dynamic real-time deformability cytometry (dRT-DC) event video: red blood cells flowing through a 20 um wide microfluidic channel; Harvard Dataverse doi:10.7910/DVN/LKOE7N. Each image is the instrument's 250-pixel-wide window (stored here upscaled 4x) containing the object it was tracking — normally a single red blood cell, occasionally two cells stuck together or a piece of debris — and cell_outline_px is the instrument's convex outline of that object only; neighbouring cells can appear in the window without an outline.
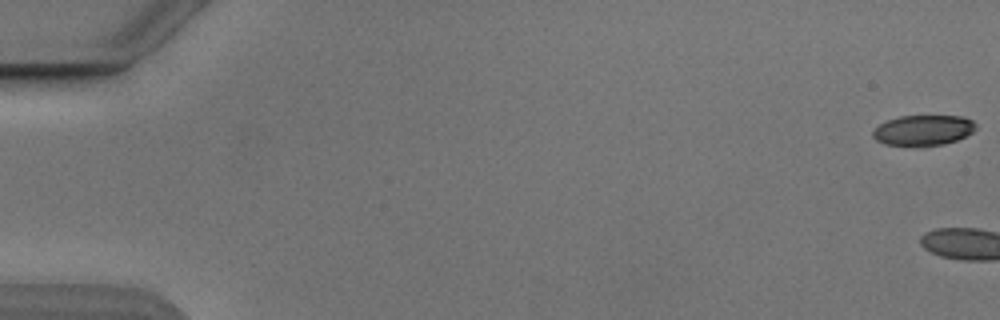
{"species": "Egyptian fruit bat (a non-hibernating species)", "species_latin": "Rousettus aegyptiacus", "temperature_condition": "cold", "stored_images_in_passage": 7, "camera_frame_rate_fps": 3000, "um_per_image_px": 0.085, "animal": {"sex": "male"}, "frame": {"image": 1, "passage_image": 1, "time_ms": 0.0, "image_size_px": [1000, 320], "cell_outline_px": [[976, 128], [972, 132], [956, 140], [944, 144], [888, 144], [876, 140], [872, 136], [872, 132], [880, 124], [888, 120], [900, 116], [964, 116], [972, 120], [976, 124]], "centroid_in_image_um": [78.5, 11.03], "position_along_channel_um": 6.5, "area_um2": 17.69}}